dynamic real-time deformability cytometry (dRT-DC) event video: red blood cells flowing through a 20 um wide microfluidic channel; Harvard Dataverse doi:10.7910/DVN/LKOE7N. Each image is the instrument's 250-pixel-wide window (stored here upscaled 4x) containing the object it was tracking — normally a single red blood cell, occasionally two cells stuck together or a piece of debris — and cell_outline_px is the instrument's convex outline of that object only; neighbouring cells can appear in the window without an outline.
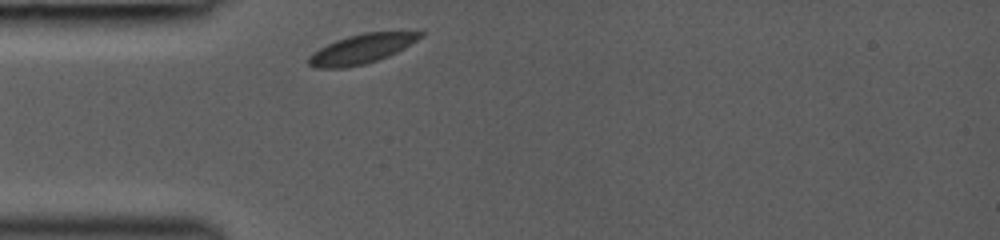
{"species": "common noctule bat (a hibernating species)", "species_latin": "Nyctalus noctula", "temperature_condition": "room temperature", "stored_images_in_passage": 11, "camera_frame_rate_fps": 3000, "um_per_image_px": 0.085, "animal": {"sex": "female", "body_mass_g": 19.0, "forearm_length_mm": 53.3}, "frame": {"image": 1, "passage_image": 1, "time_ms": 0.0, "image_size_px": [1000, 240], "cell_outline_px": [[424, 36], [404, 48], [388, 56], [364, 64], [344, 68], [316, 68], [308, 64], [308, 56], [320, 48], [336, 40], [348, 36], [364, 32], [424, 32]], "centroid_in_image_um": [30.72, 4.16], "position_along_channel_um": 54.3, "area_um2": 18.9}}
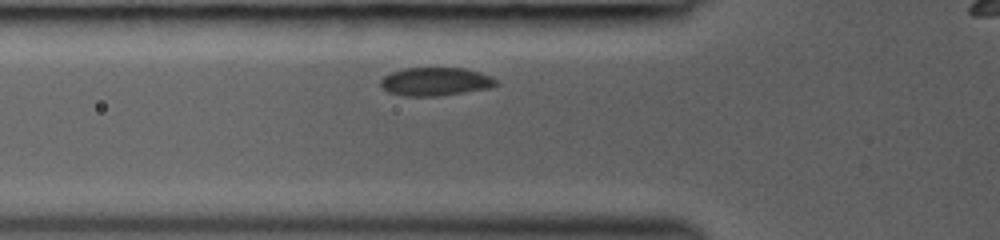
{"frame": {"image": 2, "passage_image": 7, "time_ms": 1.0, "image_size_px": [1000, 240], "cell_outline_px": [[500, 84], [488, 88], [464, 92], [436, 96], [404, 96], [388, 92], [380, 84], [380, 80], [384, 76], [392, 72], [408, 68], [464, 68], [480, 72], [496, 80]], "centroid_in_image_um": [37.01, 6.94], "position_along_channel_um": 88.8, "area_um2": 18.84}}